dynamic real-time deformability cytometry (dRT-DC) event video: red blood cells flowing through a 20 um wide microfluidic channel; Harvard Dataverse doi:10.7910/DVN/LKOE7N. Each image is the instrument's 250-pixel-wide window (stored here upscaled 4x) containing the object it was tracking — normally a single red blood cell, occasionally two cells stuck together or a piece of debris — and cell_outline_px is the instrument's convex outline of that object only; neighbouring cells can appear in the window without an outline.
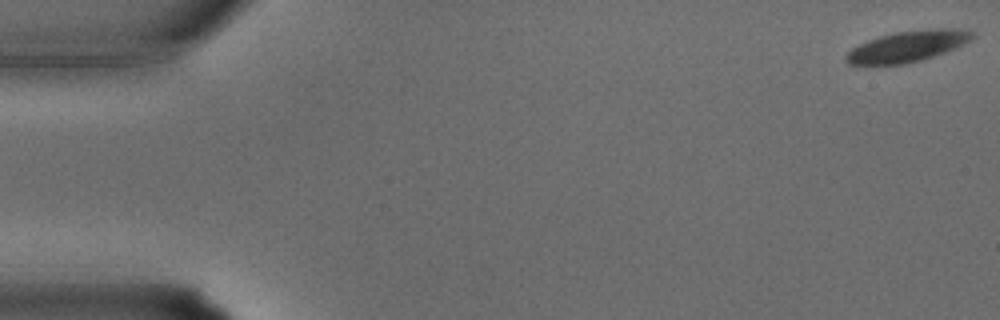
{"species": "common noctule bat (a hibernating species)", "species_latin": "Nyctalus noctula", "temperature_condition": "warm", "stored_images_in_passage": 9, "camera_frame_rate_fps": 3000, "um_per_image_px": 0.085, "animal": {"sex": "male", "body_mass_g": 15.6}, "frame": {"image": 1, "passage_image": 1, "time_ms": 0.0, "image_size_px": [1000, 320], "cell_outline_px": [[976, 36], [972, 40], [956, 48], [924, 60], [908, 64], [848, 64], [844, 60], [844, 56], [852, 48], [868, 40], [880, 36], [896, 32], [940, 28], [952, 28], [972, 32]], "centroid_in_image_um": [77.17, 3.95], "position_along_channel_um": 7.8, "area_um2": 22.77}}